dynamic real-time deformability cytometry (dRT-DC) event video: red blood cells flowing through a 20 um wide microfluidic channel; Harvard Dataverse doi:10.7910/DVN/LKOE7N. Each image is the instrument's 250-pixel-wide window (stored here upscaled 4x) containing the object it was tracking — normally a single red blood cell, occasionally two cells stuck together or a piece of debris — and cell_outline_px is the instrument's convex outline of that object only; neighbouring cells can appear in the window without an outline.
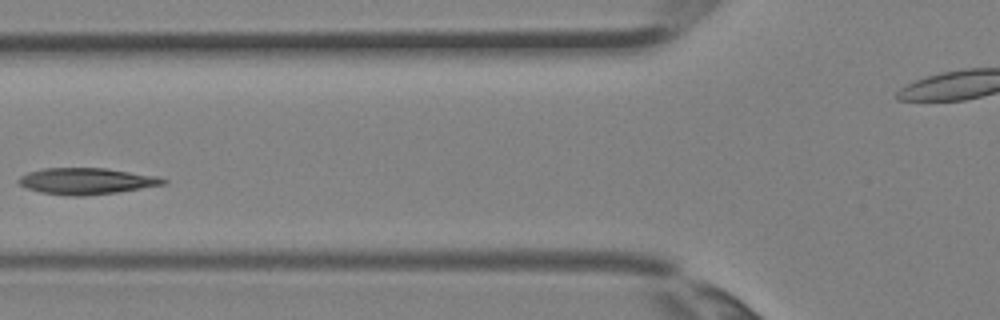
{"species": "Egyptian fruit bat (a non-hibernating species)", "species_latin": "Rousettus aegyptiacus", "temperature_condition": "room temperature", "stored_images_in_passage": 3, "camera_frame_rate_fps": 3000, "um_per_image_px": 0.085, "animal": {"sex": "female"}, "frame": {"image": 1, "passage_image": 3, "time_ms": 0.667, "image_size_px": [1000, 320], "cell_outline_px": [[168, 184], [116, 192], [84, 196], [68, 196], [40, 192], [28, 188], [20, 184], [16, 180], [20, 176], [28, 172], [44, 168], [104, 168], [160, 176], [168, 180]], "centroid_in_image_um": [7.38, 15.39], "position_along_channel_um": 118.4, "area_um2": 22.31}}